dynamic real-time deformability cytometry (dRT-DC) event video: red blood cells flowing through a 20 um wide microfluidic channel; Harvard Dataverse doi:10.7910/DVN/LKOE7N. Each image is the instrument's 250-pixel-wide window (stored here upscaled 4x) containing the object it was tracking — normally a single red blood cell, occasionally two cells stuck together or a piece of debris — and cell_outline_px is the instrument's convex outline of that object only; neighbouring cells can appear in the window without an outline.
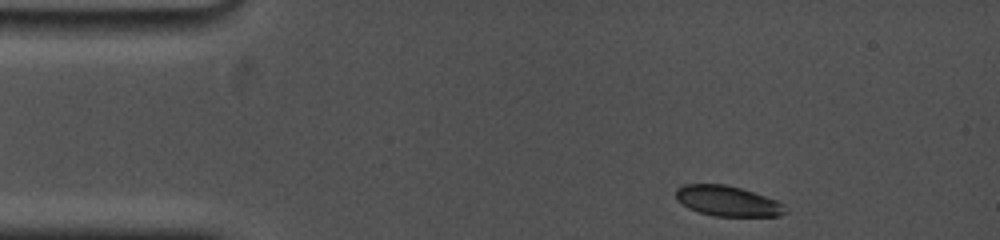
{"species": "common noctule bat (a hibernating species)", "species_latin": "Nyctalus noctula", "temperature_condition": "cold", "stored_images_in_passage": 58, "camera_frame_rate_fps": 5000, "um_per_image_px": 0.085, "animal": {"sex": "female", "body_mass_g": 19.0, "forearm_length_mm": 53.3}, "frame": {"image": 1, "passage_image": 1, "time_ms": 0.0, "image_size_px": [1000, 240], "cell_outline_px": [[788, 212], [780, 216], [712, 216], [688, 208], [676, 200], [676, 188], [684, 184], [724, 184], [740, 188], [776, 200], [784, 204]], "centroid_in_image_um": [61.84, 17.09], "position_along_channel_um": 23.2, "area_um2": 19.36}}
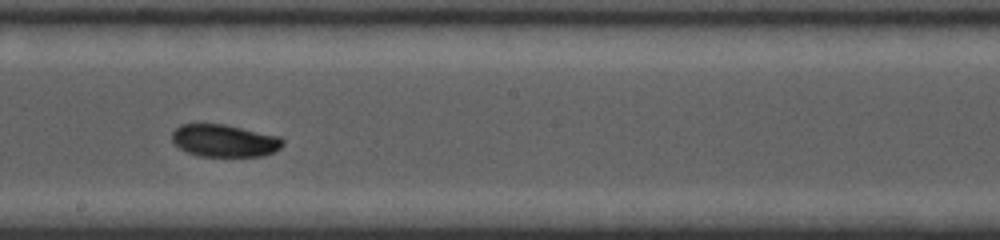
{"frame": {"image": 2, "passage_image": 32, "time_ms": 7.4, "image_size_px": [1000, 240], "cell_outline_px": [[284, 144], [280, 148], [264, 156], [200, 156], [188, 152], [172, 144], [172, 132], [180, 124], [224, 124], [280, 136], [284, 140]], "centroid_in_image_um": [19.07, 11.95], "position_along_channel_um": 229.1, "area_um2": 20.98}}
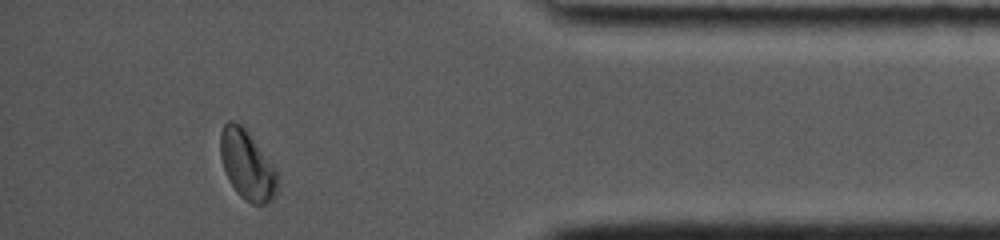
{"frame": {"image": 3, "passage_image": 55, "time_ms": 13.0, "image_size_px": [1000, 240], "cell_outline_px": [[276, 192], [272, 200], [264, 204], [252, 204], [244, 200], [236, 192], [228, 180], [220, 156], [220, 132], [224, 124], [228, 120], [232, 120], [240, 124], [248, 132], [276, 168]], "centroid_in_image_um": [20.98, 14.02], "position_along_channel_um": 414.2, "area_um2": 23.0}, "authors_computed_cell_mechanics": {"area_um2": 21.2993, "velocity_mm_per_s": 3.6913, "shape_relaxation_time_tau1_ms": 2.6075, "shape_relaxation_time_tau2_ms": 3.2434, "deformation_change_tau1": 0.1044, "deformation_change_tau2": 0.0286}}